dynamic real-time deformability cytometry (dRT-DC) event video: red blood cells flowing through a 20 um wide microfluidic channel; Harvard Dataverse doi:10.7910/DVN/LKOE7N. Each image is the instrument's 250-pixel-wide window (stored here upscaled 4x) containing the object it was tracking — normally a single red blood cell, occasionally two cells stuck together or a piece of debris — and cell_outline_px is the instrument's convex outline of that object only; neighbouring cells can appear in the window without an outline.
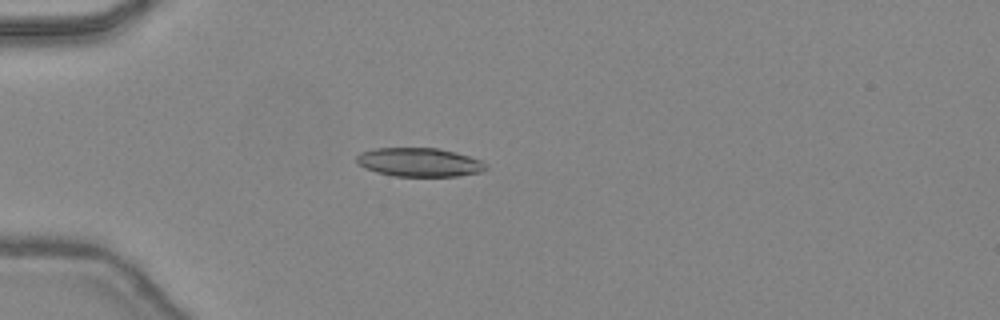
{"species": "common noctule bat (a hibernating species)", "species_latin": "Nyctalus noctula", "temperature_condition": "warm", "stored_images_in_passage": 47, "camera_frame_rate_fps": 3000, "um_per_image_px": 0.085, "animal": {"sex": "female", "body_mass_g": 24.6, "forearm_length_mm": 56.2}, "frame": {"image": 1, "passage_image": 14, "time_ms": 4.333, "image_size_px": [1000, 320], "cell_outline_px": [[488, 168], [480, 172], [456, 176], [392, 176], [376, 172], [364, 168], [356, 164], [356, 156], [360, 152], [376, 148], [436, 148], [456, 152], [480, 160]], "centroid_in_image_um": [35.58, 13.79], "position_along_channel_um": 49.4, "area_um2": 21.68}}
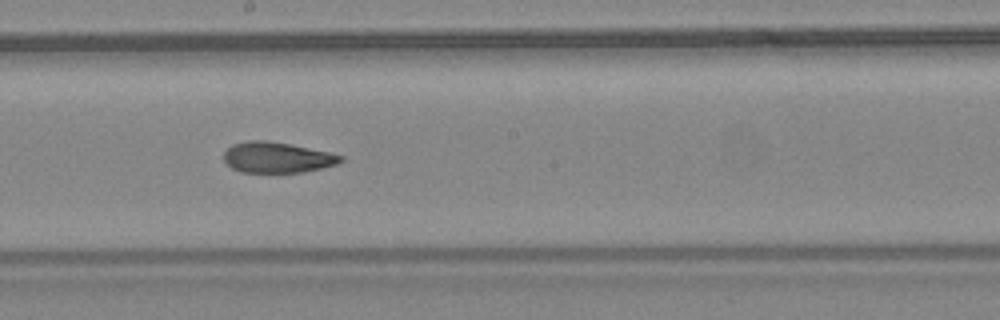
{"frame": {"image": 2, "passage_image": 27, "time_ms": 8.667, "image_size_px": [1000, 320], "cell_outline_px": [[344, 160], [336, 164], [304, 172], [240, 172], [232, 168], [224, 160], [224, 152], [232, 144], [248, 140], [268, 140], [328, 152], [344, 156]], "centroid_in_image_um": [23.53, 13.38], "position_along_channel_um": 224.7, "area_um2": 20.75}}
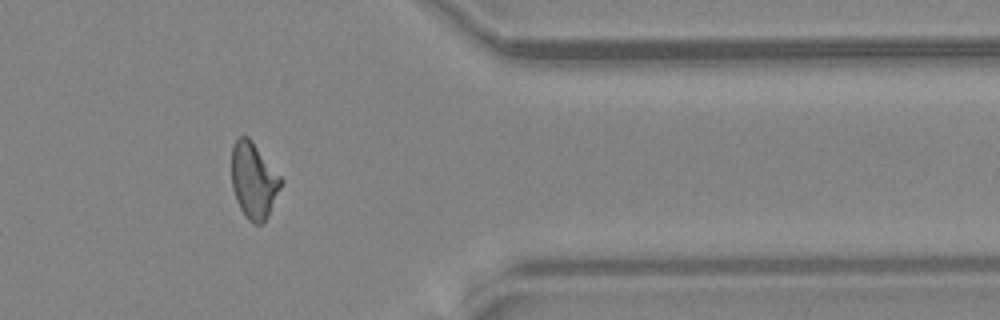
{"frame": {"image": 3, "passage_image": 39, "time_ms": 12.667, "image_size_px": [1000, 320], "cell_outline_px": [[284, 180], [268, 216], [264, 224], [252, 224], [248, 220], [240, 208], [236, 200], [232, 188], [232, 148], [236, 140], [240, 136], [248, 136], [252, 140]], "centroid_in_image_um": [21.57, 15.36], "position_along_channel_um": 389.8, "area_um2": 21.96}, "authors_computed_cell_mechanics": {"area_um2": 21.675, "velocity_mm_per_s": 4.4935, "shape_relaxation_time_tau1_ms": 7.0095, "shape_relaxation_time_tau2_ms": 2.7261, "deformation_change_tau1": 0.2207, "deformation_change_tau2": 0.094}}